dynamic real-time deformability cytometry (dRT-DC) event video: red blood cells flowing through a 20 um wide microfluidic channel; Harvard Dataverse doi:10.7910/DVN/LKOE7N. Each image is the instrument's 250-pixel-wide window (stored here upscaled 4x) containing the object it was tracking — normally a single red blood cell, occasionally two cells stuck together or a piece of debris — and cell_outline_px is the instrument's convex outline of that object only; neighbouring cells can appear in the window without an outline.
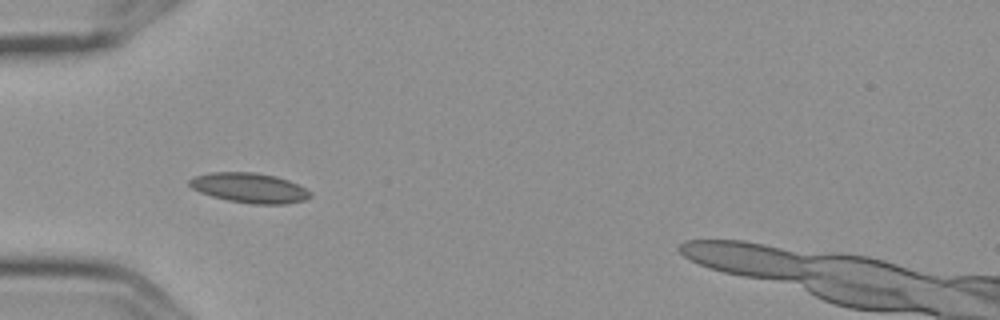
{"species": "Egyptian fruit bat (a non-hibernating species)", "species_latin": "Rousettus aegyptiacus", "temperature_condition": "cold", "stored_images_in_passage": 5, "camera_frame_rate_fps": 3000, "um_per_image_px": 0.085, "frame": {"image": 1, "passage_image": 4, "time_ms": 1.0, "image_size_px": [1000, 320], "cell_outline_px": [[312, 196], [304, 200], [284, 204], [252, 204], [228, 200], [212, 196], [200, 192], [192, 188], [188, 184], [188, 180], [196, 176], [208, 172], [252, 172], [276, 176], [288, 180], [312, 192]], "centroid_in_image_um": [21.19, 15.97], "position_along_channel_um": 63.8, "area_um2": 20.98}}
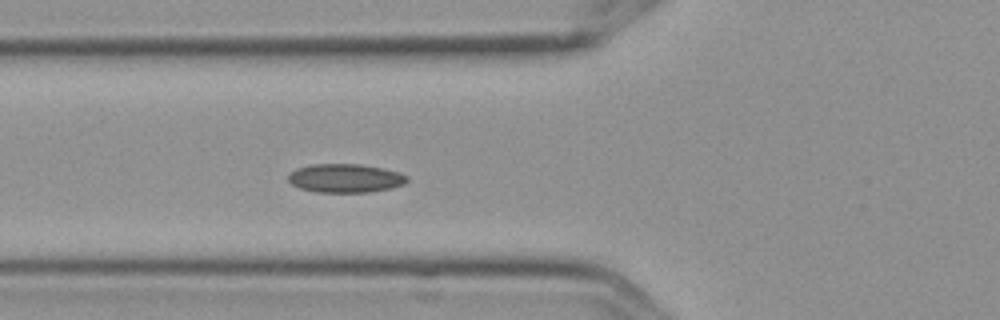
{"frame": {"image": 2, "passage_image": 5, "time_ms": 1.333, "image_size_px": [1000, 320], "cell_outline_px": [[408, 180], [404, 184], [392, 188], [372, 192], [316, 192], [300, 188], [292, 184], [288, 180], [288, 176], [296, 168], [312, 164], [360, 164], [384, 168], [400, 172], [408, 176]], "centroid_in_image_um": [29.39, 15.14], "position_along_channel_um": 96.4, "area_um2": 20.0}}